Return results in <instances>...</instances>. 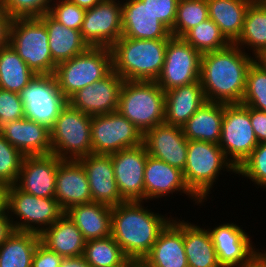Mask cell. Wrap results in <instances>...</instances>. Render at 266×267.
I'll use <instances>...</instances> for the list:
<instances>
[{"mask_svg": "<svg viewBox=\"0 0 266 267\" xmlns=\"http://www.w3.org/2000/svg\"><path fill=\"white\" fill-rule=\"evenodd\" d=\"M54 0H0V5L13 18L40 17L49 13Z\"/></svg>", "mask_w": 266, "mask_h": 267, "instance_id": "b9f144b4", "label": "cell"}, {"mask_svg": "<svg viewBox=\"0 0 266 267\" xmlns=\"http://www.w3.org/2000/svg\"><path fill=\"white\" fill-rule=\"evenodd\" d=\"M36 75L9 43L0 48V88L20 93Z\"/></svg>", "mask_w": 266, "mask_h": 267, "instance_id": "e575fe53", "label": "cell"}, {"mask_svg": "<svg viewBox=\"0 0 266 267\" xmlns=\"http://www.w3.org/2000/svg\"><path fill=\"white\" fill-rule=\"evenodd\" d=\"M118 267H142V262L135 259H127Z\"/></svg>", "mask_w": 266, "mask_h": 267, "instance_id": "9f6ffc18", "label": "cell"}, {"mask_svg": "<svg viewBox=\"0 0 266 267\" xmlns=\"http://www.w3.org/2000/svg\"><path fill=\"white\" fill-rule=\"evenodd\" d=\"M208 231L221 267H243L260 250L254 248L251 237L235 223H223Z\"/></svg>", "mask_w": 266, "mask_h": 267, "instance_id": "2e32d148", "label": "cell"}, {"mask_svg": "<svg viewBox=\"0 0 266 267\" xmlns=\"http://www.w3.org/2000/svg\"><path fill=\"white\" fill-rule=\"evenodd\" d=\"M68 1L84 9H89L97 5L102 0H68Z\"/></svg>", "mask_w": 266, "mask_h": 267, "instance_id": "db71d44e", "label": "cell"}, {"mask_svg": "<svg viewBox=\"0 0 266 267\" xmlns=\"http://www.w3.org/2000/svg\"><path fill=\"white\" fill-rule=\"evenodd\" d=\"M124 80L112 70L106 77L78 90L68 103L82 113L99 115L116 112Z\"/></svg>", "mask_w": 266, "mask_h": 267, "instance_id": "e0dca14e", "label": "cell"}, {"mask_svg": "<svg viewBox=\"0 0 266 267\" xmlns=\"http://www.w3.org/2000/svg\"><path fill=\"white\" fill-rule=\"evenodd\" d=\"M92 153L111 155L143 143V134L118 111L93 115L91 120Z\"/></svg>", "mask_w": 266, "mask_h": 267, "instance_id": "7c38bea8", "label": "cell"}, {"mask_svg": "<svg viewBox=\"0 0 266 267\" xmlns=\"http://www.w3.org/2000/svg\"><path fill=\"white\" fill-rule=\"evenodd\" d=\"M143 144L148 155L181 171L185 169L188 140L180 126L159 124L143 134Z\"/></svg>", "mask_w": 266, "mask_h": 267, "instance_id": "ac0fdd59", "label": "cell"}, {"mask_svg": "<svg viewBox=\"0 0 266 267\" xmlns=\"http://www.w3.org/2000/svg\"><path fill=\"white\" fill-rule=\"evenodd\" d=\"M171 219L144 207L143 201H125L112 206L111 236L128 259L142 262Z\"/></svg>", "mask_w": 266, "mask_h": 267, "instance_id": "7a4b0ae2", "label": "cell"}, {"mask_svg": "<svg viewBox=\"0 0 266 267\" xmlns=\"http://www.w3.org/2000/svg\"><path fill=\"white\" fill-rule=\"evenodd\" d=\"M168 40L121 36L110 47L113 70L126 81H156L163 68Z\"/></svg>", "mask_w": 266, "mask_h": 267, "instance_id": "3957f363", "label": "cell"}, {"mask_svg": "<svg viewBox=\"0 0 266 267\" xmlns=\"http://www.w3.org/2000/svg\"><path fill=\"white\" fill-rule=\"evenodd\" d=\"M254 62L266 71V48L254 56Z\"/></svg>", "mask_w": 266, "mask_h": 267, "instance_id": "11a10c76", "label": "cell"}, {"mask_svg": "<svg viewBox=\"0 0 266 267\" xmlns=\"http://www.w3.org/2000/svg\"><path fill=\"white\" fill-rule=\"evenodd\" d=\"M206 102L200 81L165 91L164 123L182 127Z\"/></svg>", "mask_w": 266, "mask_h": 267, "instance_id": "484cf974", "label": "cell"}, {"mask_svg": "<svg viewBox=\"0 0 266 267\" xmlns=\"http://www.w3.org/2000/svg\"><path fill=\"white\" fill-rule=\"evenodd\" d=\"M40 236L32 232L13 231L0 245V267H32Z\"/></svg>", "mask_w": 266, "mask_h": 267, "instance_id": "836d02e7", "label": "cell"}, {"mask_svg": "<svg viewBox=\"0 0 266 267\" xmlns=\"http://www.w3.org/2000/svg\"><path fill=\"white\" fill-rule=\"evenodd\" d=\"M117 111L144 134L164 123L165 91L156 81L124 80Z\"/></svg>", "mask_w": 266, "mask_h": 267, "instance_id": "5b68a950", "label": "cell"}, {"mask_svg": "<svg viewBox=\"0 0 266 267\" xmlns=\"http://www.w3.org/2000/svg\"><path fill=\"white\" fill-rule=\"evenodd\" d=\"M22 118L24 110L20 94L0 88V127Z\"/></svg>", "mask_w": 266, "mask_h": 267, "instance_id": "ee69618b", "label": "cell"}, {"mask_svg": "<svg viewBox=\"0 0 266 267\" xmlns=\"http://www.w3.org/2000/svg\"><path fill=\"white\" fill-rule=\"evenodd\" d=\"M122 1L102 0L86 9L81 34L89 47L110 48L122 36Z\"/></svg>", "mask_w": 266, "mask_h": 267, "instance_id": "5bb4252c", "label": "cell"}, {"mask_svg": "<svg viewBox=\"0 0 266 267\" xmlns=\"http://www.w3.org/2000/svg\"><path fill=\"white\" fill-rule=\"evenodd\" d=\"M0 134L24 156L52 153L50 130L25 117L2 125Z\"/></svg>", "mask_w": 266, "mask_h": 267, "instance_id": "cb8c5ba5", "label": "cell"}, {"mask_svg": "<svg viewBox=\"0 0 266 267\" xmlns=\"http://www.w3.org/2000/svg\"><path fill=\"white\" fill-rule=\"evenodd\" d=\"M91 120V115L68 103L50 130L52 154L62 160H78L92 153Z\"/></svg>", "mask_w": 266, "mask_h": 267, "instance_id": "ba28073f", "label": "cell"}, {"mask_svg": "<svg viewBox=\"0 0 266 267\" xmlns=\"http://www.w3.org/2000/svg\"><path fill=\"white\" fill-rule=\"evenodd\" d=\"M65 214L76 224L85 241L111 236L112 207L99 202L75 205Z\"/></svg>", "mask_w": 266, "mask_h": 267, "instance_id": "4316f807", "label": "cell"}, {"mask_svg": "<svg viewBox=\"0 0 266 267\" xmlns=\"http://www.w3.org/2000/svg\"><path fill=\"white\" fill-rule=\"evenodd\" d=\"M182 38L201 54L222 50L231 44L210 18L190 29Z\"/></svg>", "mask_w": 266, "mask_h": 267, "instance_id": "8d00e7d4", "label": "cell"}, {"mask_svg": "<svg viewBox=\"0 0 266 267\" xmlns=\"http://www.w3.org/2000/svg\"><path fill=\"white\" fill-rule=\"evenodd\" d=\"M60 267H91L83 256L64 258Z\"/></svg>", "mask_w": 266, "mask_h": 267, "instance_id": "f907efd6", "label": "cell"}, {"mask_svg": "<svg viewBox=\"0 0 266 267\" xmlns=\"http://www.w3.org/2000/svg\"><path fill=\"white\" fill-rule=\"evenodd\" d=\"M184 248L189 267H221L208 228L184 221Z\"/></svg>", "mask_w": 266, "mask_h": 267, "instance_id": "1f68e13d", "label": "cell"}, {"mask_svg": "<svg viewBox=\"0 0 266 267\" xmlns=\"http://www.w3.org/2000/svg\"><path fill=\"white\" fill-rule=\"evenodd\" d=\"M241 104L266 113V71L255 62L248 70Z\"/></svg>", "mask_w": 266, "mask_h": 267, "instance_id": "f35d334b", "label": "cell"}, {"mask_svg": "<svg viewBox=\"0 0 266 267\" xmlns=\"http://www.w3.org/2000/svg\"><path fill=\"white\" fill-rule=\"evenodd\" d=\"M113 70L112 52L106 47H89L83 53L56 65L54 77L69 99L78 90L106 77Z\"/></svg>", "mask_w": 266, "mask_h": 267, "instance_id": "52a82bcc", "label": "cell"}, {"mask_svg": "<svg viewBox=\"0 0 266 267\" xmlns=\"http://www.w3.org/2000/svg\"><path fill=\"white\" fill-rule=\"evenodd\" d=\"M8 43L35 75L54 74L57 64L50 53L46 26L38 17L13 18Z\"/></svg>", "mask_w": 266, "mask_h": 267, "instance_id": "8992f818", "label": "cell"}, {"mask_svg": "<svg viewBox=\"0 0 266 267\" xmlns=\"http://www.w3.org/2000/svg\"><path fill=\"white\" fill-rule=\"evenodd\" d=\"M208 18L207 0H179L171 35L182 38L190 29Z\"/></svg>", "mask_w": 266, "mask_h": 267, "instance_id": "74e56055", "label": "cell"}, {"mask_svg": "<svg viewBox=\"0 0 266 267\" xmlns=\"http://www.w3.org/2000/svg\"><path fill=\"white\" fill-rule=\"evenodd\" d=\"M24 155L0 134V183L16 184Z\"/></svg>", "mask_w": 266, "mask_h": 267, "instance_id": "ab89813d", "label": "cell"}, {"mask_svg": "<svg viewBox=\"0 0 266 267\" xmlns=\"http://www.w3.org/2000/svg\"><path fill=\"white\" fill-rule=\"evenodd\" d=\"M62 161L54 154L25 156L16 186L25 193L54 198L56 173Z\"/></svg>", "mask_w": 266, "mask_h": 267, "instance_id": "d6986e66", "label": "cell"}, {"mask_svg": "<svg viewBox=\"0 0 266 267\" xmlns=\"http://www.w3.org/2000/svg\"><path fill=\"white\" fill-rule=\"evenodd\" d=\"M236 174L266 188V143H259L236 169Z\"/></svg>", "mask_w": 266, "mask_h": 267, "instance_id": "60d3db41", "label": "cell"}, {"mask_svg": "<svg viewBox=\"0 0 266 267\" xmlns=\"http://www.w3.org/2000/svg\"><path fill=\"white\" fill-rule=\"evenodd\" d=\"M8 186L0 183V215L7 212Z\"/></svg>", "mask_w": 266, "mask_h": 267, "instance_id": "816d5d0a", "label": "cell"}, {"mask_svg": "<svg viewBox=\"0 0 266 267\" xmlns=\"http://www.w3.org/2000/svg\"><path fill=\"white\" fill-rule=\"evenodd\" d=\"M125 1V2H124ZM122 36L135 39H170V30L141 0H123Z\"/></svg>", "mask_w": 266, "mask_h": 267, "instance_id": "d4e9b609", "label": "cell"}, {"mask_svg": "<svg viewBox=\"0 0 266 267\" xmlns=\"http://www.w3.org/2000/svg\"><path fill=\"white\" fill-rule=\"evenodd\" d=\"M7 212L15 231L38 235L65 213L55 198H43L25 193L15 184L8 186Z\"/></svg>", "mask_w": 266, "mask_h": 267, "instance_id": "9c48e42d", "label": "cell"}, {"mask_svg": "<svg viewBox=\"0 0 266 267\" xmlns=\"http://www.w3.org/2000/svg\"><path fill=\"white\" fill-rule=\"evenodd\" d=\"M49 14L66 27L81 30L86 9L68 0H54L51 4Z\"/></svg>", "mask_w": 266, "mask_h": 267, "instance_id": "7bdbcfd3", "label": "cell"}, {"mask_svg": "<svg viewBox=\"0 0 266 267\" xmlns=\"http://www.w3.org/2000/svg\"><path fill=\"white\" fill-rule=\"evenodd\" d=\"M147 155L143 143L110 155L116 184L125 201H145L144 170Z\"/></svg>", "mask_w": 266, "mask_h": 267, "instance_id": "9a60e30c", "label": "cell"}, {"mask_svg": "<svg viewBox=\"0 0 266 267\" xmlns=\"http://www.w3.org/2000/svg\"><path fill=\"white\" fill-rule=\"evenodd\" d=\"M54 198L64 212L72 206L92 202L87 173L78 160L59 163Z\"/></svg>", "mask_w": 266, "mask_h": 267, "instance_id": "603a6c76", "label": "cell"}, {"mask_svg": "<svg viewBox=\"0 0 266 267\" xmlns=\"http://www.w3.org/2000/svg\"><path fill=\"white\" fill-rule=\"evenodd\" d=\"M78 161L87 173L93 202L111 207L125 202L116 184L110 155L90 153Z\"/></svg>", "mask_w": 266, "mask_h": 267, "instance_id": "44dd1931", "label": "cell"}, {"mask_svg": "<svg viewBox=\"0 0 266 267\" xmlns=\"http://www.w3.org/2000/svg\"><path fill=\"white\" fill-rule=\"evenodd\" d=\"M202 54L183 38L171 37L166 46L165 61L156 83L164 90L199 81Z\"/></svg>", "mask_w": 266, "mask_h": 267, "instance_id": "4fadbf2b", "label": "cell"}, {"mask_svg": "<svg viewBox=\"0 0 266 267\" xmlns=\"http://www.w3.org/2000/svg\"><path fill=\"white\" fill-rule=\"evenodd\" d=\"M248 264L243 267H266V254L261 250Z\"/></svg>", "mask_w": 266, "mask_h": 267, "instance_id": "f5cc1de1", "label": "cell"}, {"mask_svg": "<svg viewBox=\"0 0 266 267\" xmlns=\"http://www.w3.org/2000/svg\"><path fill=\"white\" fill-rule=\"evenodd\" d=\"M233 44L243 51L249 48L253 57L266 48V0H254L249 5L242 32Z\"/></svg>", "mask_w": 266, "mask_h": 267, "instance_id": "d6a6232c", "label": "cell"}, {"mask_svg": "<svg viewBox=\"0 0 266 267\" xmlns=\"http://www.w3.org/2000/svg\"><path fill=\"white\" fill-rule=\"evenodd\" d=\"M11 20L12 18L0 5V48L8 44Z\"/></svg>", "mask_w": 266, "mask_h": 267, "instance_id": "c3c4849f", "label": "cell"}, {"mask_svg": "<svg viewBox=\"0 0 266 267\" xmlns=\"http://www.w3.org/2000/svg\"><path fill=\"white\" fill-rule=\"evenodd\" d=\"M175 191L191 197L190 199H193L197 205L203 204L187 187L183 171L163 160L147 155L144 170L145 202L173 195Z\"/></svg>", "mask_w": 266, "mask_h": 267, "instance_id": "ffe728a7", "label": "cell"}, {"mask_svg": "<svg viewBox=\"0 0 266 267\" xmlns=\"http://www.w3.org/2000/svg\"><path fill=\"white\" fill-rule=\"evenodd\" d=\"M250 120L258 143H266V113L250 107Z\"/></svg>", "mask_w": 266, "mask_h": 267, "instance_id": "7dc6e473", "label": "cell"}, {"mask_svg": "<svg viewBox=\"0 0 266 267\" xmlns=\"http://www.w3.org/2000/svg\"><path fill=\"white\" fill-rule=\"evenodd\" d=\"M254 0H207L209 18L233 44L240 36L247 8Z\"/></svg>", "mask_w": 266, "mask_h": 267, "instance_id": "4dcf8cb0", "label": "cell"}, {"mask_svg": "<svg viewBox=\"0 0 266 267\" xmlns=\"http://www.w3.org/2000/svg\"><path fill=\"white\" fill-rule=\"evenodd\" d=\"M63 259L59 254L39 242L33 256L32 267H60Z\"/></svg>", "mask_w": 266, "mask_h": 267, "instance_id": "bcb514c9", "label": "cell"}, {"mask_svg": "<svg viewBox=\"0 0 266 267\" xmlns=\"http://www.w3.org/2000/svg\"><path fill=\"white\" fill-rule=\"evenodd\" d=\"M170 31L174 26L179 0H141Z\"/></svg>", "mask_w": 266, "mask_h": 267, "instance_id": "f6af8a7d", "label": "cell"}, {"mask_svg": "<svg viewBox=\"0 0 266 267\" xmlns=\"http://www.w3.org/2000/svg\"><path fill=\"white\" fill-rule=\"evenodd\" d=\"M224 103L209 102L203 104L181 127L187 140H199L219 144Z\"/></svg>", "mask_w": 266, "mask_h": 267, "instance_id": "f546056e", "label": "cell"}, {"mask_svg": "<svg viewBox=\"0 0 266 267\" xmlns=\"http://www.w3.org/2000/svg\"><path fill=\"white\" fill-rule=\"evenodd\" d=\"M250 120V107L225 104L219 146L237 169L258 145Z\"/></svg>", "mask_w": 266, "mask_h": 267, "instance_id": "8fae6325", "label": "cell"}, {"mask_svg": "<svg viewBox=\"0 0 266 267\" xmlns=\"http://www.w3.org/2000/svg\"><path fill=\"white\" fill-rule=\"evenodd\" d=\"M14 228L8 212L0 215V245L12 234Z\"/></svg>", "mask_w": 266, "mask_h": 267, "instance_id": "681fc988", "label": "cell"}, {"mask_svg": "<svg viewBox=\"0 0 266 267\" xmlns=\"http://www.w3.org/2000/svg\"><path fill=\"white\" fill-rule=\"evenodd\" d=\"M142 267H189L184 248V220L173 218L159 234Z\"/></svg>", "mask_w": 266, "mask_h": 267, "instance_id": "7402d4cb", "label": "cell"}, {"mask_svg": "<svg viewBox=\"0 0 266 267\" xmlns=\"http://www.w3.org/2000/svg\"><path fill=\"white\" fill-rule=\"evenodd\" d=\"M249 54L234 44L202 54L199 81L207 101L241 104L247 73L254 62Z\"/></svg>", "mask_w": 266, "mask_h": 267, "instance_id": "6da1fadb", "label": "cell"}, {"mask_svg": "<svg viewBox=\"0 0 266 267\" xmlns=\"http://www.w3.org/2000/svg\"><path fill=\"white\" fill-rule=\"evenodd\" d=\"M39 236L43 245L63 258L83 256L86 241L65 213Z\"/></svg>", "mask_w": 266, "mask_h": 267, "instance_id": "83f0119b", "label": "cell"}, {"mask_svg": "<svg viewBox=\"0 0 266 267\" xmlns=\"http://www.w3.org/2000/svg\"><path fill=\"white\" fill-rule=\"evenodd\" d=\"M24 117L51 130L68 99L58 88L54 74L36 75L19 93Z\"/></svg>", "mask_w": 266, "mask_h": 267, "instance_id": "30bf717a", "label": "cell"}, {"mask_svg": "<svg viewBox=\"0 0 266 267\" xmlns=\"http://www.w3.org/2000/svg\"><path fill=\"white\" fill-rule=\"evenodd\" d=\"M226 169V170H225ZM221 170L235 173L236 168L226 158L219 144L188 140L187 159L183 177L189 190L202 202L218 180Z\"/></svg>", "mask_w": 266, "mask_h": 267, "instance_id": "277c9868", "label": "cell"}, {"mask_svg": "<svg viewBox=\"0 0 266 267\" xmlns=\"http://www.w3.org/2000/svg\"><path fill=\"white\" fill-rule=\"evenodd\" d=\"M46 26L49 49L53 61L58 64L79 55L89 48L80 30L66 27L49 13L38 17Z\"/></svg>", "mask_w": 266, "mask_h": 267, "instance_id": "f1b7e54d", "label": "cell"}, {"mask_svg": "<svg viewBox=\"0 0 266 267\" xmlns=\"http://www.w3.org/2000/svg\"><path fill=\"white\" fill-rule=\"evenodd\" d=\"M83 257L91 267H118L128 259L112 236L87 241Z\"/></svg>", "mask_w": 266, "mask_h": 267, "instance_id": "d590c367", "label": "cell"}]
</instances>
